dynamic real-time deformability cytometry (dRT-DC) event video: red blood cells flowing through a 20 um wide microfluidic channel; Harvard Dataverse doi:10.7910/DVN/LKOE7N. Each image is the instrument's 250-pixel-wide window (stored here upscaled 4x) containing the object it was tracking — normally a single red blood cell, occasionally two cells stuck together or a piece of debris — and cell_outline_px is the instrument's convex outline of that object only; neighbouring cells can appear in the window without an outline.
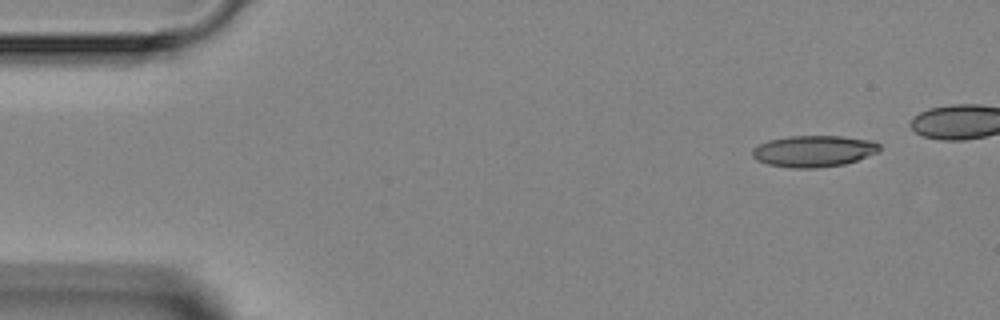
{"species": "Egyptian fruit bat (a non-hibernating species)", "species_latin": "Rousettus aegyptiacus", "temperature_condition": "room temperature", "stored_images_in_passage": 8, "segment_of_instrument_passage": [1, 2], "camera_frame_rate_fps": 3000, "um_per_image_px": 0.085, "animal": {"sex": "female"}, "frame": {"image": 1, "passage_image": 1, "time_ms": 0.0, "image_size_px": [1000, 320], "cell_outline_px": [[880, 152], [844, 164], [816, 168], [792, 168], [768, 164], [756, 160], [752, 156], [752, 148], [768, 140], [788, 136], [840, 136], [872, 140], [880, 144]], "centroid_in_image_um": [69.17, 12.84], "position_along_channel_um": 15.8, "area_um2": 23.41}}
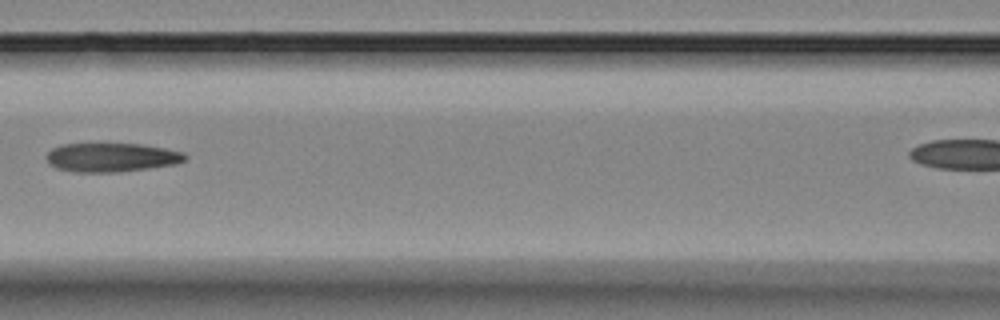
{"frame": {"image": 2, "passage_image": 6, "time_ms": 5.667, "image_size_px": [1000, 320], "cell_outline_px": [[188, 156], [184, 160], [176, 164], [120, 172], [76, 172], [56, 168], [48, 160], [48, 152], [52, 148], [60, 144], [140, 144], [164, 148], [184, 152]], "centroid_in_image_um": [9.5, 13.38], "position_along_channel_um": 157.1, "area_um2": 23.18}}
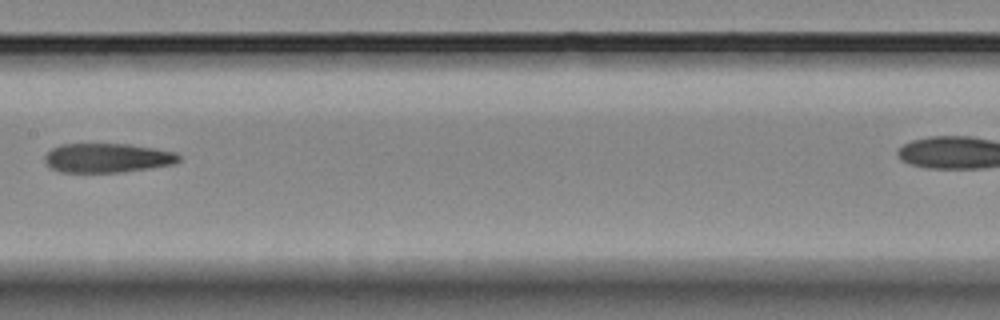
{"frame": {"image": 3, "passage_image": 7, "time_ms": 6.667, "image_size_px": [1000, 320], "cell_outline_px": [[180, 160], [172, 164], [124, 172], [60, 172], [48, 168], [44, 164], [44, 156], [52, 148], [60, 144], [132, 144], [156, 148], [176, 152], [180, 156]], "centroid_in_image_um": [9.08, 13.42], "position_along_channel_um": 198.3, "area_um2": 23.12}}